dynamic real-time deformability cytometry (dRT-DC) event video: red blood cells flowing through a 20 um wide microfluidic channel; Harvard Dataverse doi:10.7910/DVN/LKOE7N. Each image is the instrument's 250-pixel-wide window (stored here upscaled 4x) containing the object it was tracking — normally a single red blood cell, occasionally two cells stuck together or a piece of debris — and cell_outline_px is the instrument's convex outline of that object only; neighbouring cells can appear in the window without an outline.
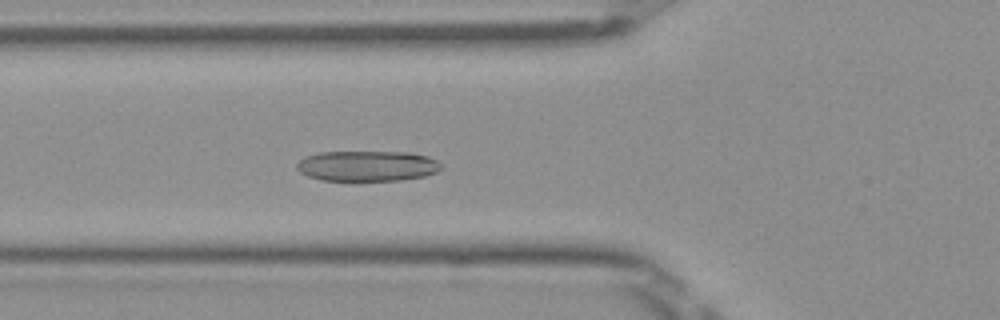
{"species": "Egyptian fruit bat (a non-hibernating species)", "species_latin": "Rousettus aegyptiacus", "temperature_condition": "room temperature", "stored_images_in_passage": 33, "camera_frame_rate_fps": 3000, "um_per_image_px": 0.085, "frame": {"image": 1, "passage_image": 8, "time_ms": 2.333, "image_size_px": [1000, 320], "cell_outline_px": [[440, 168], [436, 172], [424, 176], [400, 180], [320, 180], [308, 176], [300, 172], [296, 168], [296, 164], [304, 156], [320, 152], [408, 152], [428, 156], [436, 160], [440, 164]], "centroid_in_image_um": [31.18, 14.1], "position_along_channel_um": 94.6, "area_um2": 25.55}}
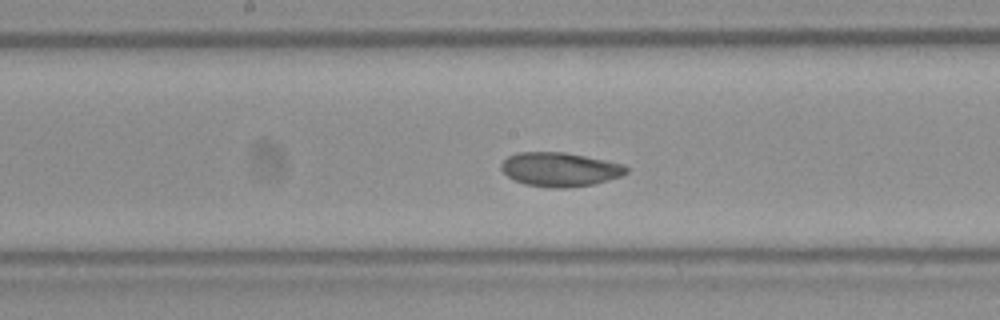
{"frame": {"image": 2, "passage_image": 16, "time_ms": 5.0, "image_size_px": [1000, 320], "cell_outline_px": [[628, 172], [620, 176], [608, 180], [592, 184], [564, 188], [548, 188], [524, 184], [508, 176], [500, 168], [500, 164], [508, 156], [516, 152], [564, 152], [624, 164], [628, 168]], "centroid_in_image_um": [47.57, 14.4], "position_along_channel_um": 200.6, "area_um2": 24.74}}
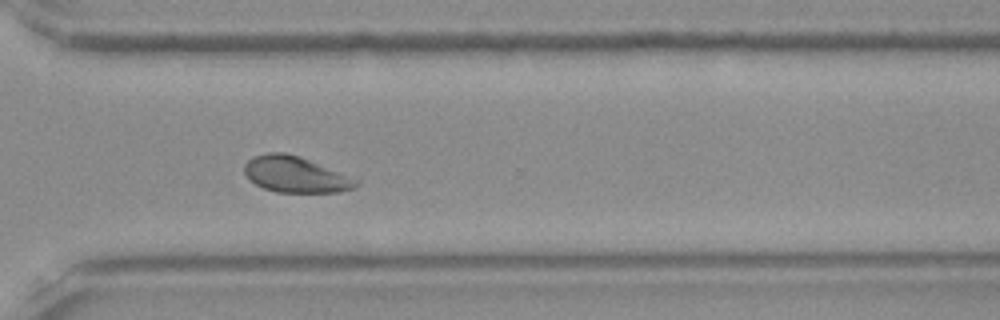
{"frame": {"image": 3, "passage_image": 27, "time_ms": 8.667, "image_size_px": [1000, 320], "cell_outline_px": [[360, 184], [356, 188], [340, 192], [276, 192], [264, 188], [248, 180], [244, 172], [244, 164], [252, 156], [268, 152], [284, 152], [300, 156], [360, 176]], "centroid_in_image_um": [25.25, 14.82], "position_along_channel_um": 345.3, "area_um2": 24.57}, "authors_computed_cell_mechanics": {"area_um2": 24.6806, "velocity_mm_per_s": 3.9507, "shape_relaxation_time_tau1_ms": 5.5632, "shape_relaxation_time_tau2_ms": 0.8637, "deformation_change_tau1": 0.1897, "deformation_change_tau2": 0.0529}}